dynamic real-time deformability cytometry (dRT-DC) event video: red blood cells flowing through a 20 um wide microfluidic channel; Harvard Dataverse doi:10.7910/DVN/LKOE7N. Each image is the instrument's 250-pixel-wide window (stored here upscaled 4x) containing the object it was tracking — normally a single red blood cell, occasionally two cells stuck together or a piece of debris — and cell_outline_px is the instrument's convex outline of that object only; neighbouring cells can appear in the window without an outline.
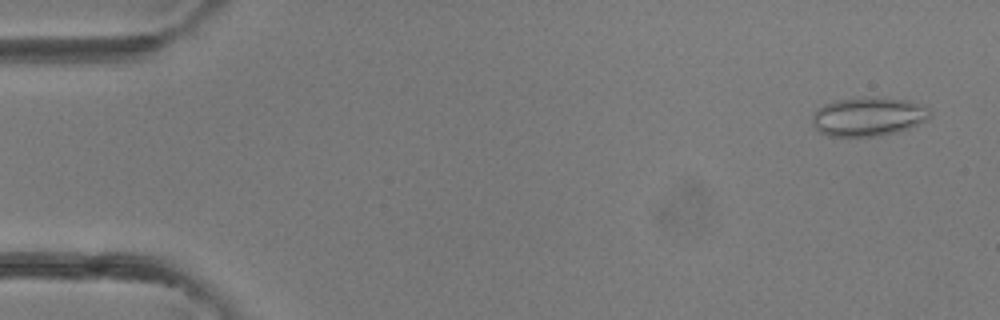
{"species": "common noctule bat (a hibernating species)", "species_latin": "Nyctalus noctula", "temperature_condition": "room temperature", "stored_images_in_passage": 40, "camera_frame_rate_fps": 3000, "um_per_image_px": 0.085, "animal": {"sex": "female"}, "frame": {"image": 1, "passage_image": 2, "time_ms": 0.333, "image_size_px": [1000, 320], "cell_outline_px": [[932, 116], [928, 120], [908, 128], [896, 132], [872, 136], [828, 136], [820, 132], [812, 124], [812, 112], [824, 104], [836, 100], [860, 96], [908, 100], [924, 104], [932, 112]], "centroid_in_image_um": [73.81, 9.89], "position_along_channel_um": 11.2, "area_um2": 26.99}}
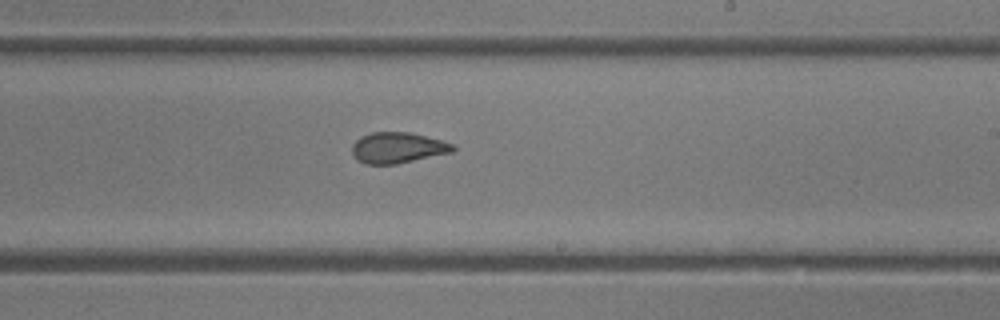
{"frame": {"image": 2, "passage_image": 24, "time_ms": 7.667, "image_size_px": [1000, 320], "cell_outline_px": [[456, 148], [452, 152], [396, 164], [368, 164], [360, 160], [352, 152], [352, 144], [360, 136], [372, 132], [408, 132], [440, 140], [452, 144]], "centroid_in_image_um": [33.79, 12.55], "position_along_channel_um": 255.2, "area_um2": 17.8}}
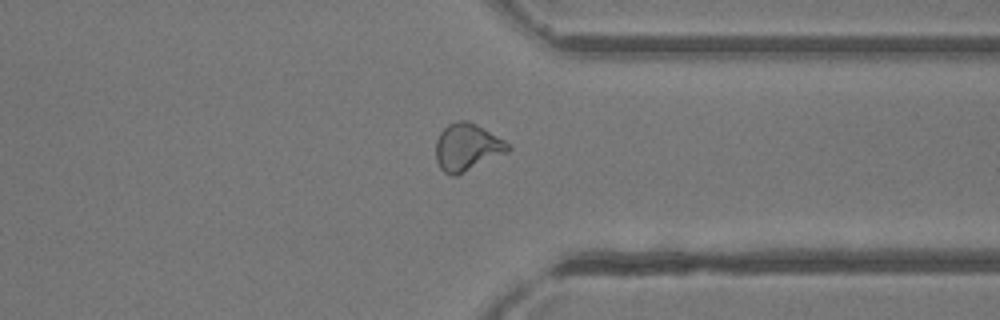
{"frame": {"image": 3, "passage_image": 31, "time_ms": 10.0, "image_size_px": [1000, 320], "cell_outline_px": [[512, 148], [508, 152], [456, 176], [452, 176], [444, 172], [440, 168], [436, 160], [436, 140], [440, 132], [448, 124], [456, 120], [468, 120], [476, 124], [512, 144]], "centroid_in_image_um": [39.72, 12.5], "position_along_channel_um": 371.7, "area_um2": 20.06}}